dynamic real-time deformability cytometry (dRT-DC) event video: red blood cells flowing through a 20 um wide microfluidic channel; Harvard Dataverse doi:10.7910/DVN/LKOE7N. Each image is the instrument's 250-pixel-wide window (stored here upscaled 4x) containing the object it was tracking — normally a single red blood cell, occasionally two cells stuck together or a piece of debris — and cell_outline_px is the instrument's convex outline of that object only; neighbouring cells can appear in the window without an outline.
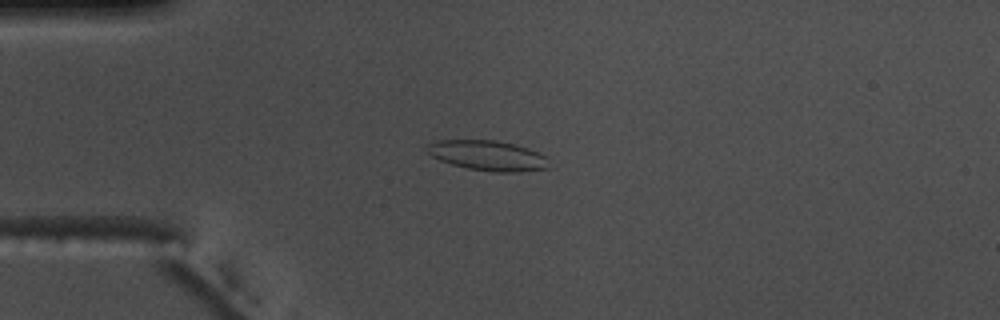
{"species": "common noctule bat (a hibernating species)", "species_latin": "Nyctalus noctula", "temperature_condition": "warm", "stored_images_in_passage": 55, "camera_frame_rate_fps": 3000, "um_per_image_px": 0.085, "animal": {"sex": "male", "body_mass_g": 17.5, "forearm_length_mm": 52.3}, "frame": {"image": 1, "passage_image": 14, "time_ms": 4.333, "image_size_px": [1000, 320], "cell_outline_px": [[548, 168], [520, 172], [496, 172], [468, 168], [452, 164], [440, 160], [432, 156], [428, 152], [428, 144], [436, 140], [496, 140], [516, 144], [528, 148], [544, 156]], "centroid_in_image_um": [41.44, 13.21], "position_along_channel_um": 43.6, "area_um2": 21.1}}
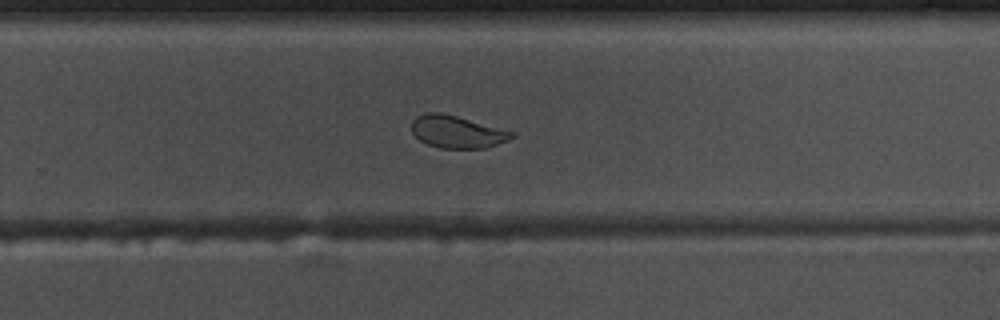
{"frame": {"image": 2, "passage_image": 36, "time_ms": 11.667, "image_size_px": [1000, 320], "cell_outline_px": [[516, 136], [508, 140], [484, 148], [440, 148], [428, 144], [420, 140], [412, 132], [412, 120], [416, 116], [428, 112], [440, 112], [456, 116], [516, 132]], "centroid_in_image_um": [38.85, 11.2], "position_along_channel_um": 290.9, "area_um2": 18.79}}
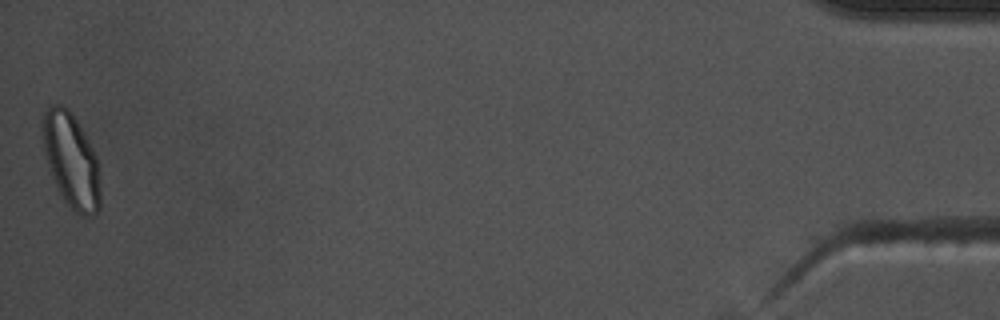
{"frame": {"image": 3, "passage_image": 55, "time_ms": 18.0, "image_size_px": [1000, 320], "cell_outline_px": [[100, 208], [92, 216], [80, 216], [64, 200], [56, 188], [48, 168], [44, 156], [40, 128], [40, 120], [44, 112], [52, 104], [60, 104], [68, 108], [72, 112], [92, 148], [96, 156], [100, 188]], "centroid_in_image_um": [6.0, 13.61], "position_along_channel_um": 429.2, "area_um2": 32.25}, "authors_computed_cell_mechanics": {"area_um2": 21.386, "velocity_mm_per_s": 3.6785, "shape_relaxation_time_tau1_ms": 6.8332, "shape_relaxation_time_tau2_ms": 1.094, "deformation_change_tau1": 0.1621, "deformation_change_tau2": 0.0494}}